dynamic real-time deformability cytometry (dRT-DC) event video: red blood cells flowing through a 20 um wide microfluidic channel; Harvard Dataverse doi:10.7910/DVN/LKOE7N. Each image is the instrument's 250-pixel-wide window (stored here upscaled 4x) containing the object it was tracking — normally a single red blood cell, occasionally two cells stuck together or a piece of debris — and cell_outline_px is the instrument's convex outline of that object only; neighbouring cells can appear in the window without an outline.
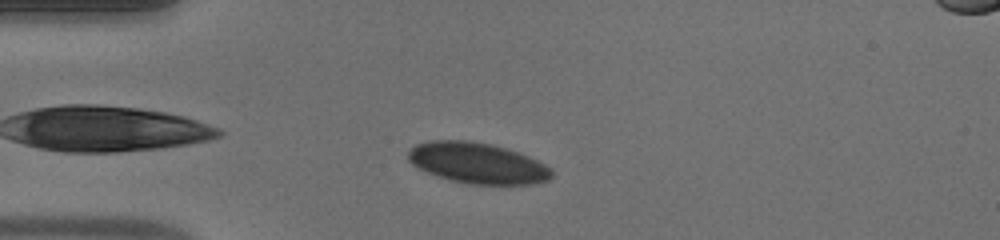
{"species": "human", "species_latin": "Homo sapiens", "temperature_condition": "warm", "stored_images_in_passage": 40, "camera_frame_rate_fps": 3000, "um_per_image_px": 0.085, "donor": {"sex": "male"}, "frame": {"image": 1, "passage_image": 2, "time_ms": 0.333, "image_size_px": [1000, 240], "cell_outline_px": [[552, 176], [548, 180], [532, 184], [468, 184], [452, 180], [428, 172], [412, 164], [408, 160], [408, 152], [416, 144], [428, 140], [468, 140], [488, 144], [504, 148], [528, 156], [544, 164], [552, 172]], "centroid_in_image_um": [40.56, 13.86], "position_along_channel_um": 44.4, "area_um2": 33.64}}
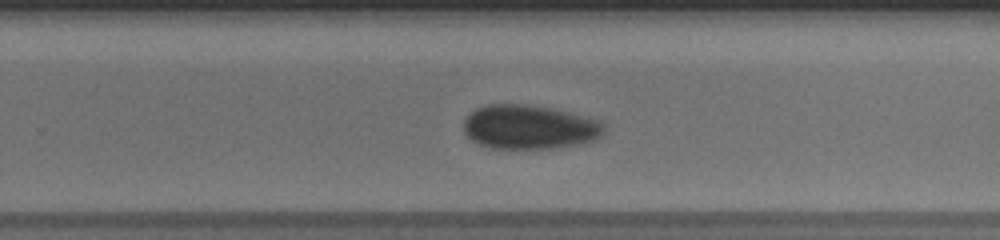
{"frame": {"image": 2, "passage_image": 22, "time_ms": 7.0, "image_size_px": [1000, 240], "cell_outline_px": [[604, 128], [600, 136], [592, 140], [572, 144], [548, 148], [492, 148], [480, 144], [472, 140], [464, 132], [464, 120], [476, 108], [484, 104], [524, 104], [548, 108], [568, 112], [596, 120]], "centroid_in_image_um": [44.9, 10.79], "position_along_channel_um": 284.9, "area_um2": 35.26}}
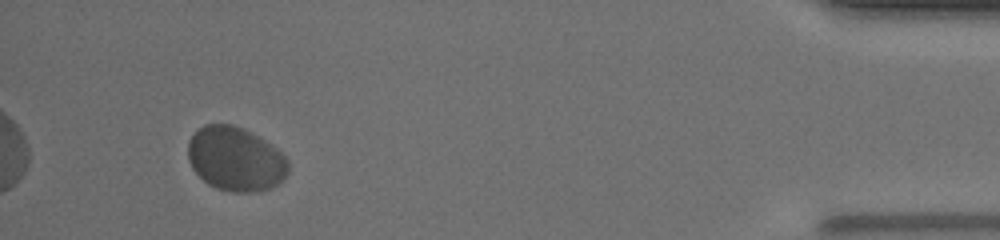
{"frame": {"image": 3, "passage_image": 37, "time_ms": 12.0, "image_size_px": [1000, 240], "cell_outline_px": [[288, 172], [276, 184], [268, 188], [256, 192], [232, 192], [216, 188], [208, 184], [192, 168], [188, 160], [188, 140], [204, 124], [232, 124], [244, 128], [264, 140], [276, 148], [288, 160]], "centroid_in_image_um": [20.0, 13.51], "position_along_channel_um": 415.2, "area_um2": 37.28}, "authors_computed_cell_mechanics": {"area_um2": 36.2117, "velocity_mm_per_s": 3.9544, "shape_relaxation_time_tau1_ms": 2.5156, "shape_relaxation_time_tau2_ms": 6.8016, "deformation_change_tau1": 0.0451, "deformation_change_tau2": 0.0563}}